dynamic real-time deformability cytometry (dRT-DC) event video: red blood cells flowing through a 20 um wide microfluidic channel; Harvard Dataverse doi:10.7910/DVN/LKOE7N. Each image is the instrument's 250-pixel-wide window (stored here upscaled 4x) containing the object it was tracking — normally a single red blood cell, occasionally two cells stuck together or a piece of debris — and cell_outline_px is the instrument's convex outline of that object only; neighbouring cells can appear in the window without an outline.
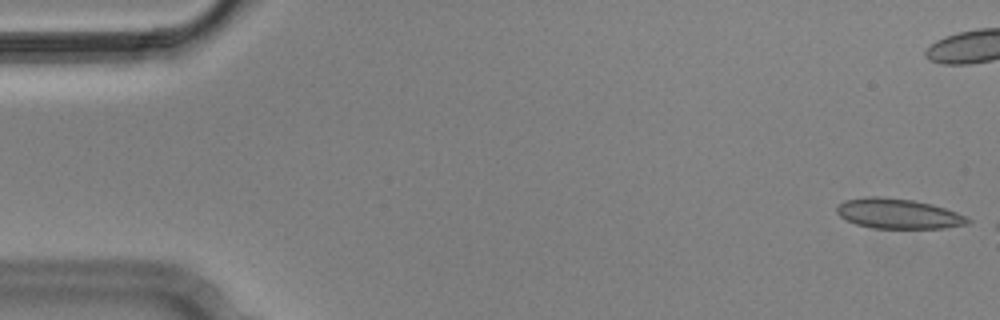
{"species": "Egyptian fruit bat (a non-hibernating species)", "species_latin": "Rousettus aegyptiacus", "temperature_condition": "cold", "stored_images_in_passage": 5, "camera_frame_rate_fps": 3000, "um_per_image_px": 0.085, "animal": {"sex": "male"}, "frame": {"image": 1, "passage_image": 1, "time_ms": 0.0, "image_size_px": [1000, 320], "cell_outline_px": [[972, 220], [968, 224], [944, 228], [872, 228], [856, 224], [840, 216], [836, 212], [836, 208], [844, 200], [864, 196], [880, 196], [912, 200], [932, 204], [956, 212]], "centroid_in_image_um": [76.33, 18.16], "position_along_channel_um": 8.7, "area_um2": 22.89}}